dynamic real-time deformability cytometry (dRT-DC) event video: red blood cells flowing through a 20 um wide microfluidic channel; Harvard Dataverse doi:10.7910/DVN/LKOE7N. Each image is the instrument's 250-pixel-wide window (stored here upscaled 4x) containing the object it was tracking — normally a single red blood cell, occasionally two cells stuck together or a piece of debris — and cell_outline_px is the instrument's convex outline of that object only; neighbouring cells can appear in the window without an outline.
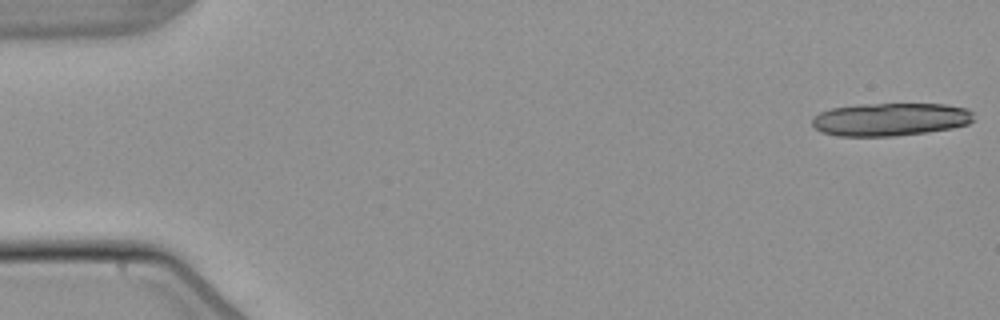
{"species": "common noctule bat (a hibernating species)", "species_latin": "Nyctalus noctula", "temperature_condition": "warm", "stored_images_in_passage": 25, "camera_frame_rate_fps": 3000, "um_per_image_px": 0.085, "animal": {"sex": "male", "body_mass_g": 21.5, "forearm_length_mm": 52.0}, "frame": {"image": 1, "passage_image": 1, "time_ms": 0.0, "image_size_px": [1000, 320], "cell_outline_px": [[972, 120], [968, 124], [952, 128], [928, 132], [896, 136], [836, 136], [820, 132], [812, 124], [812, 116], [820, 112], [832, 108], [860, 104], [948, 104], [968, 108], [972, 112]], "centroid_in_image_um": [75.66, 10.15], "position_along_channel_um": 9.3, "area_um2": 31.27}}